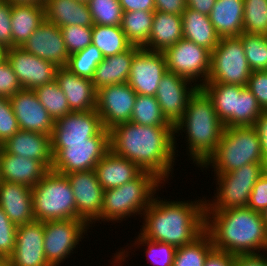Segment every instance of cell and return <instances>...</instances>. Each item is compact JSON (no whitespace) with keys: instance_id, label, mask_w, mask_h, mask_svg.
Listing matches in <instances>:
<instances>
[{"instance_id":"obj_7","label":"cell","mask_w":267,"mask_h":266,"mask_svg":"<svg viewBox=\"0 0 267 266\" xmlns=\"http://www.w3.org/2000/svg\"><path fill=\"white\" fill-rule=\"evenodd\" d=\"M32 196L35 220L77 219L74 193L66 175L50 169L32 187Z\"/></svg>"},{"instance_id":"obj_23","label":"cell","mask_w":267,"mask_h":266,"mask_svg":"<svg viewBox=\"0 0 267 266\" xmlns=\"http://www.w3.org/2000/svg\"><path fill=\"white\" fill-rule=\"evenodd\" d=\"M49 170L41 161L9 154L0 148V180L32 188Z\"/></svg>"},{"instance_id":"obj_12","label":"cell","mask_w":267,"mask_h":266,"mask_svg":"<svg viewBox=\"0 0 267 266\" xmlns=\"http://www.w3.org/2000/svg\"><path fill=\"white\" fill-rule=\"evenodd\" d=\"M167 70L187 78L201 88L208 79L211 51L182 38L164 51Z\"/></svg>"},{"instance_id":"obj_2","label":"cell","mask_w":267,"mask_h":266,"mask_svg":"<svg viewBox=\"0 0 267 266\" xmlns=\"http://www.w3.org/2000/svg\"><path fill=\"white\" fill-rule=\"evenodd\" d=\"M205 199L168 201L156 194L142 214L140 234L176 248L193 243L205 232Z\"/></svg>"},{"instance_id":"obj_26","label":"cell","mask_w":267,"mask_h":266,"mask_svg":"<svg viewBox=\"0 0 267 266\" xmlns=\"http://www.w3.org/2000/svg\"><path fill=\"white\" fill-rule=\"evenodd\" d=\"M94 171L104 190L130 182L143 172L135 163L115 154L111 149L98 162Z\"/></svg>"},{"instance_id":"obj_25","label":"cell","mask_w":267,"mask_h":266,"mask_svg":"<svg viewBox=\"0 0 267 266\" xmlns=\"http://www.w3.org/2000/svg\"><path fill=\"white\" fill-rule=\"evenodd\" d=\"M0 207L17 226L35 220L32 188L27 185L1 180Z\"/></svg>"},{"instance_id":"obj_36","label":"cell","mask_w":267,"mask_h":266,"mask_svg":"<svg viewBox=\"0 0 267 266\" xmlns=\"http://www.w3.org/2000/svg\"><path fill=\"white\" fill-rule=\"evenodd\" d=\"M130 122L145 126L174 127L164 117L155 96L136 95Z\"/></svg>"},{"instance_id":"obj_20","label":"cell","mask_w":267,"mask_h":266,"mask_svg":"<svg viewBox=\"0 0 267 266\" xmlns=\"http://www.w3.org/2000/svg\"><path fill=\"white\" fill-rule=\"evenodd\" d=\"M9 100L20 130L51 136L55 122L40 103L34 90L23 88L12 95Z\"/></svg>"},{"instance_id":"obj_47","label":"cell","mask_w":267,"mask_h":266,"mask_svg":"<svg viewBox=\"0 0 267 266\" xmlns=\"http://www.w3.org/2000/svg\"><path fill=\"white\" fill-rule=\"evenodd\" d=\"M20 130L9 98L0 96V146Z\"/></svg>"},{"instance_id":"obj_49","label":"cell","mask_w":267,"mask_h":266,"mask_svg":"<svg viewBox=\"0 0 267 266\" xmlns=\"http://www.w3.org/2000/svg\"><path fill=\"white\" fill-rule=\"evenodd\" d=\"M247 87L256 97L261 109L267 111V70L251 72Z\"/></svg>"},{"instance_id":"obj_5","label":"cell","mask_w":267,"mask_h":266,"mask_svg":"<svg viewBox=\"0 0 267 266\" xmlns=\"http://www.w3.org/2000/svg\"><path fill=\"white\" fill-rule=\"evenodd\" d=\"M163 186L164 183L154 174L143 171L130 182L104 190L100 224L106 221L121 223L137 214L141 217Z\"/></svg>"},{"instance_id":"obj_37","label":"cell","mask_w":267,"mask_h":266,"mask_svg":"<svg viewBox=\"0 0 267 266\" xmlns=\"http://www.w3.org/2000/svg\"><path fill=\"white\" fill-rule=\"evenodd\" d=\"M213 249L212 239L205 231L193 243L176 249L172 266H204L208 254Z\"/></svg>"},{"instance_id":"obj_55","label":"cell","mask_w":267,"mask_h":266,"mask_svg":"<svg viewBox=\"0 0 267 266\" xmlns=\"http://www.w3.org/2000/svg\"><path fill=\"white\" fill-rule=\"evenodd\" d=\"M235 255L213 249L205 260L204 266H234Z\"/></svg>"},{"instance_id":"obj_48","label":"cell","mask_w":267,"mask_h":266,"mask_svg":"<svg viewBox=\"0 0 267 266\" xmlns=\"http://www.w3.org/2000/svg\"><path fill=\"white\" fill-rule=\"evenodd\" d=\"M22 88L17 75L9 62L4 60L0 64V96L10 98Z\"/></svg>"},{"instance_id":"obj_1","label":"cell","mask_w":267,"mask_h":266,"mask_svg":"<svg viewBox=\"0 0 267 266\" xmlns=\"http://www.w3.org/2000/svg\"><path fill=\"white\" fill-rule=\"evenodd\" d=\"M174 137V127L145 126L129 121L110 129V149L142 171L154 174L165 185L173 178L176 166Z\"/></svg>"},{"instance_id":"obj_51","label":"cell","mask_w":267,"mask_h":266,"mask_svg":"<svg viewBox=\"0 0 267 266\" xmlns=\"http://www.w3.org/2000/svg\"><path fill=\"white\" fill-rule=\"evenodd\" d=\"M11 11L12 4L6 0L0 2V45L6 49L12 47Z\"/></svg>"},{"instance_id":"obj_57","label":"cell","mask_w":267,"mask_h":266,"mask_svg":"<svg viewBox=\"0 0 267 266\" xmlns=\"http://www.w3.org/2000/svg\"><path fill=\"white\" fill-rule=\"evenodd\" d=\"M215 3L216 0H186L188 8L208 16Z\"/></svg>"},{"instance_id":"obj_62","label":"cell","mask_w":267,"mask_h":266,"mask_svg":"<svg viewBox=\"0 0 267 266\" xmlns=\"http://www.w3.org/2000/svg\"><path fill=\"white\" fill-rule=\"evenodd\" d=\"M0 266H10L9 260L0 258Z\"/></svg>"},{"instance_id":"obj_46","label":"cell","mask_w":267,"mask_h":266,"mask_svg":"<svg viewBox=\"0 0 267 266\" xmlns=\"http://www.w3.org/2000/svg\"><path fill=\"white\" fill-rule=\"evenodd\" d=\"M17 225L0 207V258L9 259L15 249Z\"/></svg>"},{"instance_id":"obj_52","label":"cell","mask_w":267,"mask_h":266,"mask_svg":"<svg viewBox=\"0 0 267 266\" xmlns=\"http://www.w3.org/2000/svg\"><path fill=\"white\" fill-rule=\"evenodd\" d=\"M234 266H267V251L235 255Z\"/></svg>"},{"instance_id":"obj_42","label":"cell","mask_w":267,"mask_h":266,"mask_svg":"<svg viewBox=\"0 0 267 266\" xmlns=\"http://www.w3.org/2000/svg\"><path fill=\"white\" fill-rule=\"evenodd\" d=\"M243 32L267 35V0H244Z\"/></svg>"},{"instance_id":"obj_53","label":"cell","mask_w":267,"mask_h":266,"mask_svg":"<svg viewBox=\"0 0 267 266\" xmlns=\"http://www.w3.org/2000/svg\"><path fill=\"white\" fill-rule=\"evenodd\" d=\"M253 127L259 138L263 159L267 163V111H262L253 124Z\"/></svg>"},{"instance_id":"obj_59","label":"cell","mask_w":267,"mask_h":266,"mask_svg":"<svg viewBox=\"0 0 267 266\" xmlns=\"http://www.w3.org/2000/svg\"><path fill=\"white\" fill-rule=\"evenodd\" d=\"M12 5L18 4H34V5H44L46 0H6Z\"/></svg>"},{"instance_id":"obj_15","label":"cell","mask_w":267,"mask_h":266,"mask_svg":"<svg viewBox=\"0 0 267 266\" xmlns=\"http://www.w3.org/2000/svg\"><path fill=\"white\" fill-rule=\"evenodd\" d=\"M104 126L97 110L72 111L55 121L51 134V147H66V143L88 142Z\"/></svg>"},{"instance_id":"obj_60","label":"cell","mask_w":267,"mask_h":266,"mask_svg":"<svg viewBox=\"0 0 267 266\" xmlns=\"http://www.w3.org/2000/svg\"><path fill=\"white\" fill-rule=\"evenodd\" d=\"M7 49L0 45V64L6 60Z\"/></svg>"},{"instance_id":"obj_63","label":"cell","mask_w":267,"mask_h":266,"mask_svg":"<svg viewBox=\"0 0 267 266\" xmlns=\"http://www.w3.org/2000/svg\"><path fill=\"white\" fill-rule=\"evenodd\" d=\"M78 1H81V2H86V3H87L89 0H78Z\"/></svg>"},{"instance_id":"obj_16","label":"cell","mask_w":267,"mask_h":266,"mask_svg":"<svg viewBox=\"0 0 267 266\" xmlns=\"http://www.w3.org/2000/svg\"><path fill=\"white\" fill-rule=\"evenodd\" d=\"M198 89L199 87L187 78L169 71L164 74L155 97L170 124L174 126L183 117L188 101Z\"/></svg>"},{"instance_id":"obj_61","label":"cell","mask_w":267,"mask_h":266,"mask_svg":"<svg viewBox=\"0 0 267 266\" xmlns=\"http://www.w3.org/2000/svg\"><path fill=\"white\" fill-rule=\"evenodd\" d=\"M261 217H262L263 222L267 228V207L261 212Z\"/></svg>"},{"instance_id":"obj_54","label":"cell","mask_w":267,"mask_h":266,"mask_svg":"<svg viewBox=\"0 0 267 266\" xmlns=\"http://www.w3.org/2000/svg\"><path fill=\"white\" fill-rule=\"evenodd\" d=\"M155 11L182 15L187 9L186 0H154Z\"/></svg>"},{"instance_id":"obj_43","label":"cell","mask_w":267,"mask_h":266,"mask_svg":"<svg viewBox=\"0 0 267 266\" xmlns=\"http://www.w3.org/2000/svg\"><path fill=\"white\" fill-rule=\"evenodd\" d=\"M93 25L120 26L123 10L119 0H89Z\"/></svg>"},{"instance_id":"obj_41","label":"cell","mask_w":267,"mask_h":266,"mask_svg":"<svg viewBox=\"0 0 267 266\" xmlns=\"http://www.w3.org/2000/svg\"><path fill=\"white\" fill-rule=\"evenodd\" d=\"M104 59L101 51L93 44L85 49L71 54L66 68L77 76L92 79L98 64Z\"/></svg>"},{"instance_id":"obj_38","label":"cell","mask_w":267,"mask_h":266,"mask_svg":"<svg viewBox=\"0 0 267 266\" xmlns=\"http://www.w3.org/2000/svg\"><path fill=\"white\" fill-rule=\"evenodd\" d=\"M34 92L54 122L72 112L56 80L35 88Z\"/></svg>"},{"instance_id":"obj_18","label":"cell","mask_w":267,"mask_h":266,"mask_svg":"<svg viewBox=\"0 0 267 266\" xmlns=\"http://www.w3.org/2000/svg\"><path fill=\"white\" fill-rule=\"evenodd\" d=\"M6 59L24 89L35 88L56 80L58 66L26 52L21 47L7 49Z\"/></svg>"},{"instance_id":"obj_56","label":"cell","mask_w":267,"mask_h":266,"mask_svg":"<svg viewBox=\"0 0 267 266\" xmlns=\"http://www.w3.org/2000/svg\"><path fill=\"white\" fill-rule=\"evenodd\" d=\"M123 12L129 11H155L154 0H119Z\"/></svg>"},{"instance_id":"obj_44","label":"cell","mask_w":267,"mask_h":266,"mask_svg":"<svg viewBox=\"0 0 267 266\" xmlns=\"http://www.w3.org/2000/svg\"><path fill=\"white\" fill-rule=\"evenodd\" d=\"M262 111L256 97L244 87L237 97L236 126H253Z\"/></svg>"},{"instance_id":"obj_24","label":"cell","mask_w":267,"mask_h":266,"mask_svg":"<svg viewBox=\"0 0 267 266\" xmlns=\"http://www.w3.org/2000/svg\"><path fill=\"white\" fill-rule=\"evenodd\" d=\"M1 147L9 154L41 161L49 169L52 167L51 136L48 134L18 130Z\"/></svg>"},{"instance_id":"obj_33","label":"cell","mask_w":267,"mask_h":266,"mask_svg":"<svg viewBox=\"0 0 267 266\" xmlns=\"http://www.w3.org/2000/svg\"><path fill=\"white\" fill-rule=\"evenodd\" d=\"M181 17L183 38L212 52L221 37L215 31L209 16L187 7Z\"/></svg>"},{"instance_id":"obj_58","label":"cell","mask_w":267,"mask_h":266,"mask_svg":"<svg viewBox=\"0 0 267 266\" xmlns=\"http://www.w3.org/2000/svg\"><path fill=\"white\" fill-rule=\"evenodd\" d=\"M118 252L113 253L114 256L112 257L113 261L111 262L113 266H123L124 262H126V258L130 256L129 249L127 248L126 250L122 247L120 250L117 249ZM129 251V252H128ZM123 262V263H122Z\"/></svg>"},{"instance_id":"obj_28","label":"cell","mask_w":267,"mask_h":266,"mask_svg":"<svg viewBox=\"0 0 267 266\" xmlns=\"http://www.w3.org/2000/svg\"><path fill=\"white\" fill-rule=\"evenodd\" d=\"M45 18L48 22L63 26L77 25L93 27L88 4L78 0H46Z\"/></svg>"},{"instance_id":"obj_11","label":"cell","mask_w":267,"mask_h":266,"mask_svg":"<svg viewBox=\"0 0 267 266\" xmlns=\"http://www.w3.org/2000/svg\"><path fill=\"white\" fill-rule=\"evenodd\" d=\"M89 229L80 219L44 221V253L47 262L51 266L63 265L65 259L68 260L83 238H86L84 235Z\"/></svg>"},{"instance_id":"obj_22","label":"cell","mask_w":267,"mask_h":266,"mask_svg":"<svg viewBox=\"0 0 267 266\" xmlns=\"http://www.w3.org/2000/svg\"><path fill=\"white\" fill-rule=\"evenodd\" d=\"M56 81L65 94L71 111L96 109L97 90L91 79L77 76L66 67H59Z\"/></svg>"},{"instance_id":"obj_4","label":"cell","mask_w":267,"mask_h":266,"mask_svg":"<svg viewBox=\"0 0 267 266\" xmlns=\"http://www.w3.org/2000/svg\"><path fill=\"white\" fill-rule=\"evenodd\" d=\"M225 126L219 120L212 100L199 88L188 101L183 117L174 125V148L178 155L177 137H185L187 155L200 167L216 150ZM186 136H184L182 133ZM181 133V134H180ZM178 134V135H177Z\"/></svg>"},{"instance_id":"obj_8","label":"cell","mask_w":267,"mask_h":266,"mask_svg":"<svg viewBox=\"0 0 267 266\" xmlns=\"http://www.w3.org/2000/svg\"><path fill=\"white\" fill-rule=\"evenodd\" d=\"M266 163H249L229 173L214 174L216 191L205 199V211L247 207L251 191L265 172Z\"/></svg>"},{"instance_id":"obj_30","label":"cell","mask_w":267,"mask_h":266,"mask_svg":"<svg viewBox=\"0 0 267 266\" xmlns=\"http://www.w3.org/2000/svg\"><path fill=\"white\" fill-rule=\"evenodd\" d=\"M243 14L244 0H216L209 18L220 37H232L243 33Z\"/></svg>"},{"instance_id":"obj_50","label":"cell","mask_w":267,"mask_h":266,"mask_svg":"<svg viewBox=\"0 0 267 266\" xmlns=\"http://www.w3.org/2000/svg\"><path fill=\"white\" fill-rule=\"evenodd\" d=\"M247 207L256 212H262L267 207V171L258 178L247 204Z\"/></svg>"},{"instance_id":"obj_39","label":"cell","mask_w":267,"mask_h":266,"mask_svg":"<svg viewBox=\"0 0 267 266\" xmlns=\"http://www.w3.org/2000/svg\"><path fill=\"white\" fill-rule=\"evenodd\" d=\"M138 237L136 236L135 240L129 245V249H132L135 247L136 249H139V247L144 246V253L146 254L148 262H151L153 266H172L174 262V256L176 252V247L173 245L167 244V243H161L149 240L145 237H143L138 232ZM133 244V245H132ZM145 246L147 248H145ZM133 247V248H131Z\"/></svg>"},{"instance_id":"obj_27","label":"cell","mask_w":267,"mask_h":266,"mask_svg":"<svg viewBox=\"0 0 267 266\" xmlns=\"http://www.w3.org/2000/svg\"><path fill=\"white\" fill-rule=\"evenodd\" d=\"M141 49L130 46L126 51L104 57L94 71L92 83L96 90L117 83H127L134 55Z\"/></svg>"},{"instance_id":"obj_6","label":"cell","mask_w":267,"mask_h":266,"mask_svg":"<svg viewBox=\"0 0 267 266\" xmlns=\"http://www.w3.org/2000/svg\"><path fill=\"white\" fill-rule=\"evenodd\" d=\"M249 163H265L253 126L225 127L216 150L199 167L214 174L229 173Z\"/></svg>"},{"instance_id":"obj_31","label":"cell","mask_w":267,"mask_h":266,"mask_svg":"<svg viewBox=\"0 0 267 266\" xmlns=\"http://www.w3.org/2000/svg\"><path fill=\"white\" fill-rule=\"evenodd\" d=\"M244 86L223 83H205L201 89L212 100L219 120L225 127L236 126L237 97Z\"/></svg>"},{"instance_id":"obj_10","label":"cell","mask_w":267,"mask_h":266,"mask_svg":"<svg viewBox=\"0 0 267 266\" xmlns=\"http://www.w3.org/2000/svg\"><path fill=\"white\" fill-rule=\"evenodd\" d=\"M110 150V130L103 129L88 142L66 143V147H51V170L60 174L92 170Z\"/></svg>"},{"instance_id":"obj_3","label":"cell","mask_w":267,"mask_h":266,"mask_svg":"<svg viewBox=\"0 0 267 266\" xmlns=\"http://www.w3.org/2000/svg\"><path fill=\"white\" fill-rule=\"evenodd\" d=\"M205 231L217 250L232 255L267 251V228L248 207L205 211Z\"/></svg>"},{"instance_id":"obj_19","label":"cell","mask_w":267,"mask_h":266,"mask_svg":"<svg viewBox=\"0 0 267 266\" xmlns=\"http://www.w3.org/2000/svg\"><path fill=\"white\" fill-rule=\"evenodd\" d=\"M10 266H51L44 253V222L34 220L17 226Z\"/></svg>"},{"instance_id":"obj_34","label":"cell","mask_w":267,"mask_h":266,"mask_svg":"<svg viewBox=\"0 0 267 266\" xmlns=\"http://www.w3.org/2000/svg\"><path fill=\"white\" fill-rule=\"evenodd\" d=\"M155 11L123 12L121 29L132 46L143 48L149 40Z\"/></svg>"},{"instance_id":"obj_21","label":"cell","mask_w":267,"mask_h":266,"mask_svg":"<svg viewBox=\"0 0 267 266\" xmlns=\"http://www.w3.org/2000/svg\"><path fill=\"white\" fill-rule=\"evenodd\" d=\"M26 52L50 61L58 67H66L69 54L61 29L46 19L21 46Z\"/></svg>"},{"instance_id":"obj_40","label":"cell","mask_w":267,"mask_h":266,"mask_svg":"<svg viewBox=\"0 0 267 266\" xmlns=\"http://www.w3.org/2000/svg\"><path fill=\"white\" fill-rule=\"evenodd\" d=\"M239 37L251 71L267 70V35L243 32Z\"/></svg>"},{"instance_id":"obj_45","label":"cell","mask_w":267,"mask_h":266,"mask_svg":"<svg viewBox=\"0 0 267 266\" xmlns=\"http://www.w3.org/2000/svg\"><path fill=\"white\" fill-rule=\"evenodd\" d=\"M60 29L69 56L92 44L93 27L70 25L63 26Z\"/></svg>"},{"instance_id":"obj_13","label":"cell","mask_w":267,"mask_h":266,"mask_svg":"<svg viewBox=\"0 0 267 266\" xmlns=\"http://www.w3.org/2000/svg\"><path fill=\"white\" fill-rule=\"evenodd\" d=\"M76 204L77 219L89 227L100 222L104 189L100 185L94 169L66 174ZM94 223V226H92Z\"/></svg>"},{"instance_id":"obj_9","label":"cell","mask_w":267,"mask_h":266,"mask_svg":"<svg viewBox=\"0 0 267 266\" xmlns=\"http://www.w3.org/2000/svg\"><path fill=\"white\" fill-rule=\"evenodd\" d=\"M251 69L239 36L221 37L211 52L206 83L236 84L247 87Z\"/></svg>"},{"instance_id":"obj_35","label":"cell","mask_w":267,"mask_h":266,"mask_svg":"<svg viewBox=\"0 0 267 266\" xmlns=\"http://www.w3.org/2000/svg\"><path fill=\"white\" fill-rule=\"evenodd\" d=\"M92 44L104 57L124 52L131 46L120 26L103 25H93Z\"/></svg>"},{"instance_id":"obj_29","label":"cell","mask_w":267,"mask_h":266,"mask_svg":"<svg viewBox=\"0 0 267 266\" xmlns=\"http://www.w3.org/2000/svg\"><path fill=\"white\" fill-rule=\"evenodd\" d=\"M183 38L181 15L154 12L152 30L143 49L164 52Z\"/></svg>"},{"instance_id":"obj_17","label":"cell","mask_w":267,"mask_h":266,"mask_svg":"<svg viewBox=\"0 0 267 266\" xmlns=\"http://www.w3.org/2000/svg\"><path fill=\"white\" fill-rule=\"evenodd\" d=\"M166 72L164 52L141 48L133 57L127 83L137 94L155 96Z\"/></svg>"},{"instance_id":"obj_14","label":"cell","mask_w":267,"mask_h":266,"mask_svg":"<svg viewBox=\"0 0 267 266\" xmlns=\"http://www.w3.org/2000/svg\"><path fill=\"white\" fill-rule=\"evenodd\" d=\"M137 93L128 83H117L97 90V113L105 129L129 122Z\"/></svg>"},{"instance_id":"obj_32","label":"cell","mask_w":267,"mask_h":266,"mask_svg":"<svg viewBox=\"0 0 267 266\" xmlns=\"http://www.w3.org/2000/svg\"><path fill=\"white\" fill-rule=\"evenodd\" d=\"M45 19L44 5H12V47H21Z\"/></svg>"}]
</instances>
